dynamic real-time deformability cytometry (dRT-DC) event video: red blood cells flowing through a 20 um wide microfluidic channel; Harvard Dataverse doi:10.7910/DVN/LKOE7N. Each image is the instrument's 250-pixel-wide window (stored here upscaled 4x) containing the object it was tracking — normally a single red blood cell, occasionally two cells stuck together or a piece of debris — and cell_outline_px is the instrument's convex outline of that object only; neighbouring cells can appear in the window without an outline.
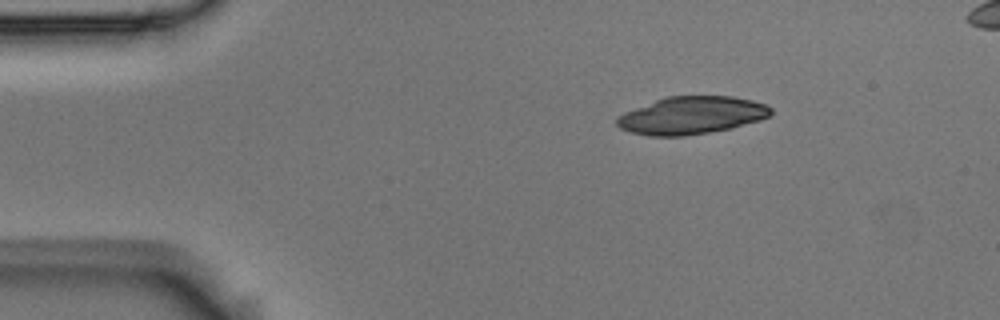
{"species": "Egyptian fruit bat (a non-hibernating species)", "species_latin": "Rousettus aegyptiacus", "temperature_condition": "room temperature", "stored_images_in_passage": 4, "segment_of_instrument_passage": [1, 2], "camera_frame_rate_fps": 3000, "um_per_image_px": 0.085, "animal": {"sex": "male"}, "frame": {"image": 1, "passage_image": 1, "time_ms": 0.0, "image_size_px": [1000, 320], "cell_outline_px": [[772, 112], [768, 116], [760, 120], [732, 128], [684, 136], [648, 136], [628, 132], [620, 128], [616, 124], [616, 116], [624, 112], [656, 100], [668, 96], [732, 96], [752, 100], [768, 104], [772, 108]], "centroid_in_image_um": [58.77, 9.81], "position_along_channel_um": 26.2, "area_um2": 33.87}}